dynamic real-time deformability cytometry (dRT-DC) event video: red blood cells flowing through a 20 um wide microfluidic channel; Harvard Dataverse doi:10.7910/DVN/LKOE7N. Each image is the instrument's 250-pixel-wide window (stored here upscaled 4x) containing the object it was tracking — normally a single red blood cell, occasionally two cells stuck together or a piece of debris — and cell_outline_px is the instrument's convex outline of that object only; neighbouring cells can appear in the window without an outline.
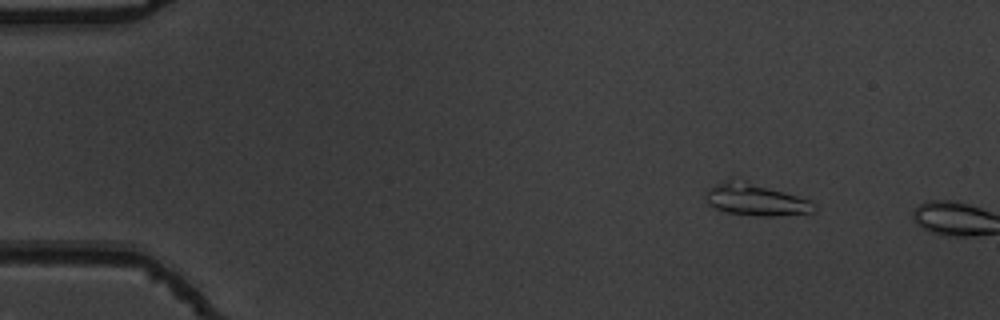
{"species": "common noctule bat (a hibernating species)", "species_latin": "Nyctalus noctula", "temperature_condition": "warm", "stored_images_in_passage": 3, "camera_frame_rate_fps": 3000, "um_per_image_px": 0.085, "animal": {"sex": "male", "body_mass_g": 19.5, "forearm_length_mm": 54.6}, "frame": {"image": 1, "passage_image": 1, "time_ms": 0.0, "image_size_px": [1000, 320], "cell_outline_px": [[816, 208], [812, 212], [772, 216], [756, 216], [728, 212], [716, 208], [708, 204], [708, 188], [728, 176], [732, 176], [784, 192], [808, 200]], "centroid_in_image_um": [64.15, 16.93], "position_along_channel_um": 20.8, "area_um2": 20.0}}